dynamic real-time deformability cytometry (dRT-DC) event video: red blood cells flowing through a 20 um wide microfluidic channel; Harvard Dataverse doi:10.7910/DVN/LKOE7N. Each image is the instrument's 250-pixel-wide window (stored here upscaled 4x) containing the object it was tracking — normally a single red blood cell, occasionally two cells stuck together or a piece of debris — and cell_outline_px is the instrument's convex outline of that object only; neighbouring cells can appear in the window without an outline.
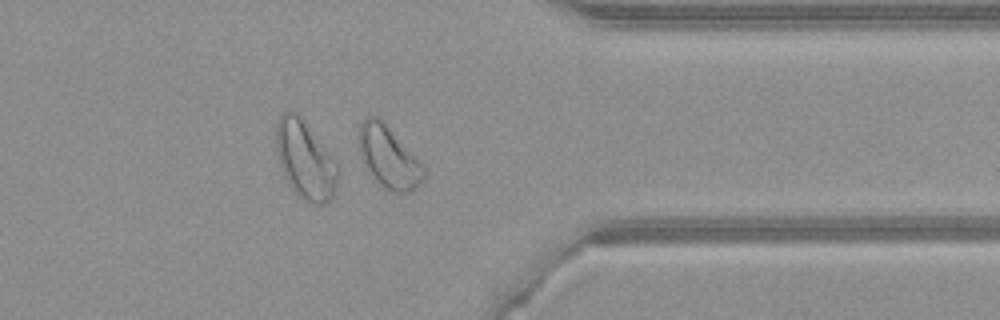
{"species": "common noctule bat (a hibernating species)", "species_latin": "Nyctalus noctula", "temperature_condition": "warm", "stored_images_in_passage": 35, "camera_frame_rate_fps": 3000, "um_per_image_px": 0.085, "animal": {"sex": "female", "body_mass_g": 21.9}, "frame": {"image": 1, "passage_image": 25, "time_ms": 8.0, "image_size_px": [1000, 320], "cell_outline_px": [[424, 176], [416, 188], [408, 192], [392, 192], [380, 184], [364, 164], [360, 156], [360, 124], [368, 116], [376, 116], [424, 164]], "centroid_in_image_um": [33.06, 13.38], "position_along_channel_um": 378.3, "area_um2": 22.54}}